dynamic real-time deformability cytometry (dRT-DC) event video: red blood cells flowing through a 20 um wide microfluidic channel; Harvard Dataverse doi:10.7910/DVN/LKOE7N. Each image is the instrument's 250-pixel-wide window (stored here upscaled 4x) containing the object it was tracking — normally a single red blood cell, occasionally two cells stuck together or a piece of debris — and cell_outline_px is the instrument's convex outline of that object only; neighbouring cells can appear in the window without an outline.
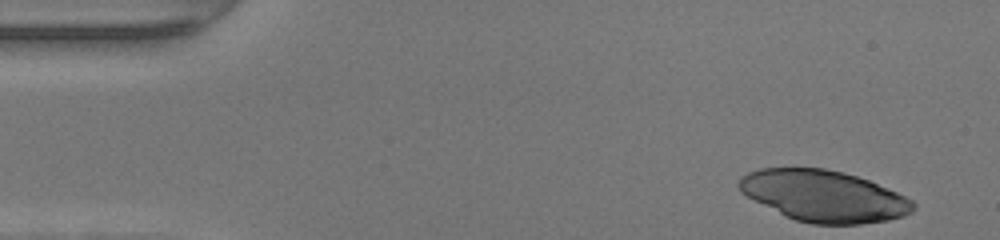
{"species": "human", "species_latin": "Homo sapiens", "temperature_condition": "warm", "stored_images_in_passage": 36, "camera_frame_rate_fps": 3000, "um_per_image_px": 0.085, "donor": {"sex": "female"}, "frame": {"image": 1, "passage_image": 1, "time_ms": 0.0, "image_size_px": [1000, 240], "cell_outline_px": [[916, 208], [912, 212], [904, 216], [888, 220], [860, 224], [812, 224], [796, 220], [784, 216], [740, 192], [736, 184], [748, 172], [760, 168], [824, 168], [856, 176], [868, 180], [896, 192], [912, 200], [916, 204]], "centroid_in_image_um": [70.02, 16.67], "position_along_channel_um": 15.0, "area_um2": 51.9}}